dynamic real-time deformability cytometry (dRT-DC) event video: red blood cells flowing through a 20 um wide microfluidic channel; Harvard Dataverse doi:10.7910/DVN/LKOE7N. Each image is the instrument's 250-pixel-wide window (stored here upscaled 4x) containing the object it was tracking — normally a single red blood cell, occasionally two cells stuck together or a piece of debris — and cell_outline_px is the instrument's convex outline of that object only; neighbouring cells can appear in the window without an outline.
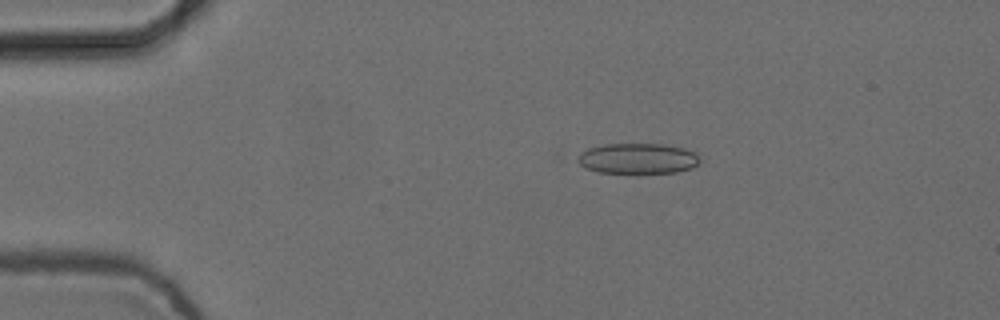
{"species": "common noctule bat (a hibernating species)", "species_latin": "Nyctalus noctula", "temperature_condition": "cold", "stored_images_in_passage": 8, "camera_frame_rate_fps": 3000, "um_per_image_px": 0.085, "animal": {"sex": "female", "body_mass_g": 24.6, "forearm_length_mm": 56.2}, "frame": {"image": 1, "passage_image": 4, "time_ms": 1.0, "image_size_px": [1000, 320], "cell_outline_px": [[700, 160], [692, 168], [676, 172], [600, 172], [584, 168], [576, 160], [580, 152], [588, 148], [604, 144], [664, 144], [684, 148], [696, 152]], "centroid_in_image_um": [54.19, 13.46], "position_along_channel_um": 30.8, "area_um2": 21.62}}
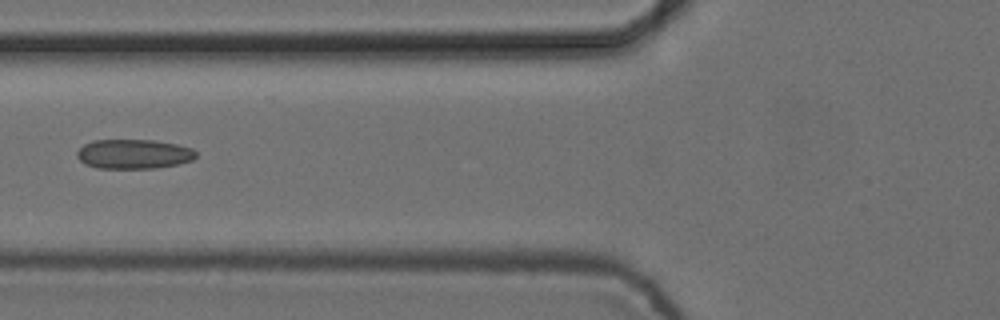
{"frame": {"image": 2, "passage_image": 7, "time_ms": 2.0, "image_size_px": [1000, 320], "cell_outline_px": [[196, 156], [192, 160], [180, 164], [156, 168], [96, 168], [84, 164], [76, 156], [76, 152], [84, 144], [92, 140], [156, 140], [176, 144], [192, 148], [196, 152]], "centroid_in_image_um": [11.36, 13.09], "position_along_channel_um": 114.4, "area_um2": 20.63}}
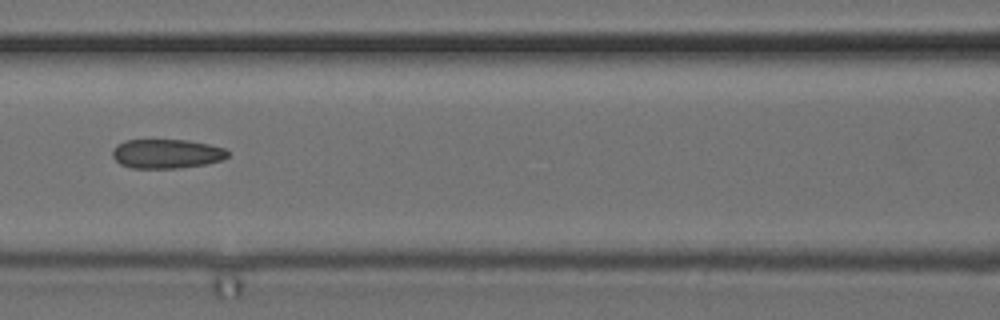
{"frame": {"image": 3, "passage_image": 8, "time_ms": 2.333, "image_size_px": [1000, 320], "cell_outline_px": [[228, 156], [224, 160], [208, 164], [180, 168], [132, 168], [120, 164], [112, 156], [112, 148], [116, 144], [124, 140], [188, 140], [208, 144], [224, 148], [228, 152]], "centroid_in_image_um": [14.15, 13.07], "position_along_channel_um": 152.4, "area_um2": 19.88}}